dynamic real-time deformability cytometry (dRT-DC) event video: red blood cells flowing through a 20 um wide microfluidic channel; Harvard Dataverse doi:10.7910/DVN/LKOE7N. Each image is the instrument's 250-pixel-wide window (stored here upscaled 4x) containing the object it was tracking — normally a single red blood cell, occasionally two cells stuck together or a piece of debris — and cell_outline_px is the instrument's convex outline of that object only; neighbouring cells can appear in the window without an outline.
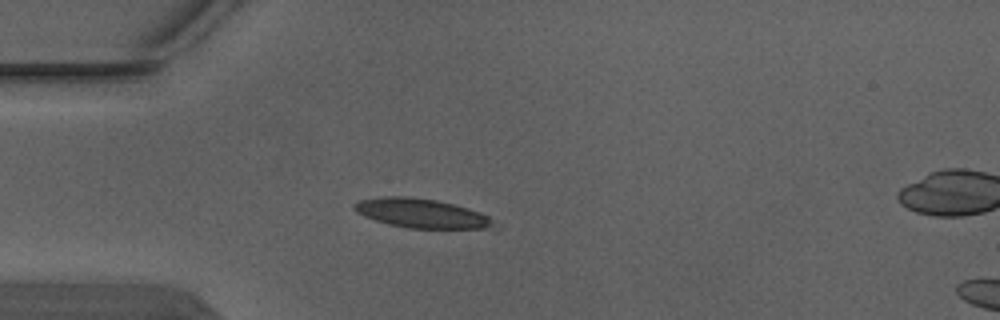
{"species": "Egyptian fruit bat (a non-hibernating species)", "species_latin": "Rousettus aegyptiacus", "temperature_condition": "warm", "stored_images_in_passage": 6, "camera_frame_rate_fps": 3000, "um_per_image_px": 0.085, "animal": {"sex": "male"}, "frame": {"image": 1, "passage_image": 5, "time_ms": 1.333, "image_size_px": [1000, 320], "cell_outline_px": [[492, 224], [484, 228], [408, 228], [388, 224], [364, 216], [356, 212], [352, 208], [352, 204], [360, 200], [380, 196], [408, 196], [436, 200], [468, 208], [480, 212], [488, 216], [492, 220]], "centroid_in_image_um": [35.72, 18.11], "position_along_channel_um": 49.3, "area_um2": 23.47}}